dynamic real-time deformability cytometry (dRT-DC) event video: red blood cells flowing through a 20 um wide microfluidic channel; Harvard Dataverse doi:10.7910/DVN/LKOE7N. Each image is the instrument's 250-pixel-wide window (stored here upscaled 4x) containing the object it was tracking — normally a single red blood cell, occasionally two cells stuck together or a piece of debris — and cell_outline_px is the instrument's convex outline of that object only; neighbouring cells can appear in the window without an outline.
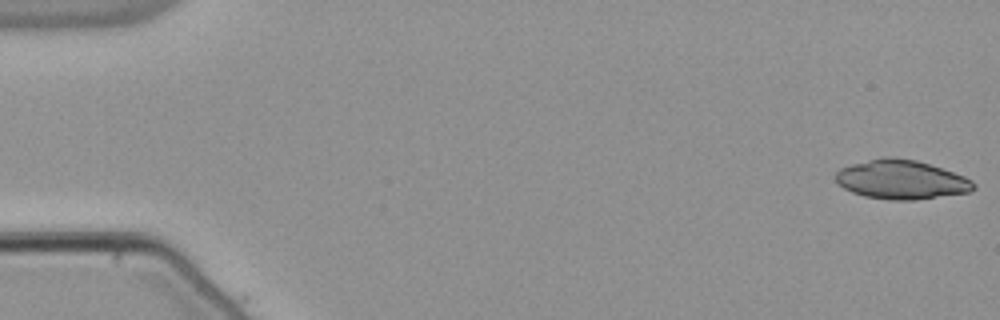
{"species": "common noctule bat (a hibernating species)", "species_latin": "Nyctalus noctula", "temperature_condition": "warm", "stored_images_in_passage": 53, "camera_frame_rate_fps": 3000, "um_per_image_px": 0.085, "animal": {"sex": "male", "body_mass_g": 21.5, "forearm_length_mm": 52.0}, "frame": {"image": 1, "passage_image": 1, "time_ms": 0.0, "image_size_px": [1000, 320], "cell_outline_px": [[976, 188], [968, 192], [916, 200], [892, 200], [864, 196], [852, 192], [844, 188], [836, 180], [836, 172], [840, 168], [852, 164], [884, 156], [892, 156], [916, 160], [964, 176], [972, 180], [976, 184]], "centroid_in_image_um": [76.61, 15.27], "position_along_channel_um": 8.4, "area_um2": 31.27}}